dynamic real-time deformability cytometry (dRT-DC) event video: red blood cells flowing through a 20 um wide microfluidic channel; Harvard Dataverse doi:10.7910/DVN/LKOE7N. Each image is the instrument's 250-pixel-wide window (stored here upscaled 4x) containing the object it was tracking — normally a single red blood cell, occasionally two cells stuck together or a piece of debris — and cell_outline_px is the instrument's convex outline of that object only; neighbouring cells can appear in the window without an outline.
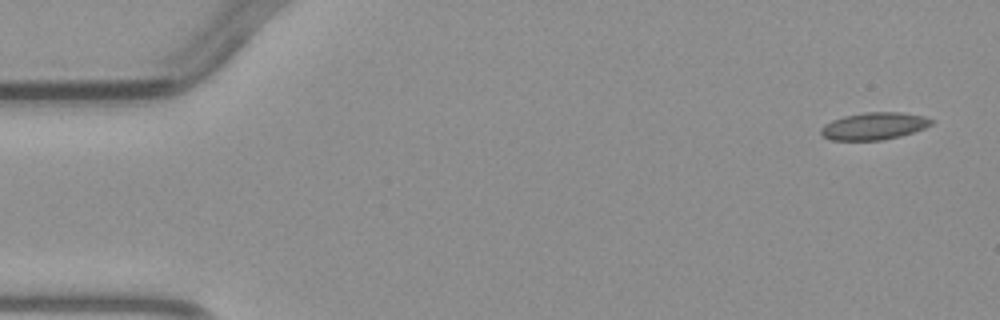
{"species": "common noctule bat (a hibernating species)", "species_latin": "Nyctalus noctula", "temperature_condition": "warm", "stored_images_in_passage": 5, "camera_frame_rate_fps": 3000, "um_per_image_px": 0.085, "animal": {"sex": "male", "body_mass_g": 23.1, "forearm_length_mm": 52.7}, "frame": {"image": 1, "passage_image": 1, "time_ms": 0.0, "image_size_px": [1000, 320], "cell_outline_px": [[936, 120], [932, 124], [924, 128], [900, 136], [880, 140], [832, 140], [820, 136], [820, 128], [824, 124], [832, 120], [844, 116], [864, 112], [900, 112], [924, 116]], "centroid_in_image_um": [74.27, 10.71], "position_along_channel_um": 10.7, "area_um2": 17.63}}
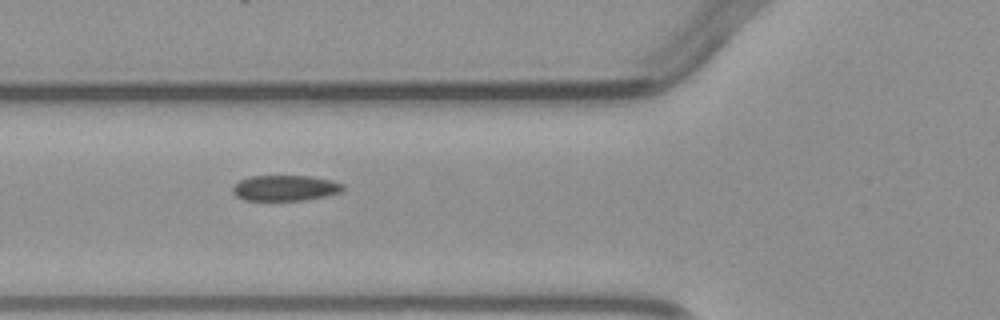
{"frame": {"image": 2, "passage_image": 4, "time_ms": 5.0, "image_size_px": [1000, 320], "cell_outline_px": [[344, 188], [340, 192], [324, 196], [304, 200], [244, 200], [236, 196], [232, 192], [232, 188], [240, 180], [248, 176], [308, 176], [332, 180], [344, 184]], "centroid_in_image_um": [24.22, 15.98], "position_along_channel_um": 101.6, "area_um2": 16.42}}
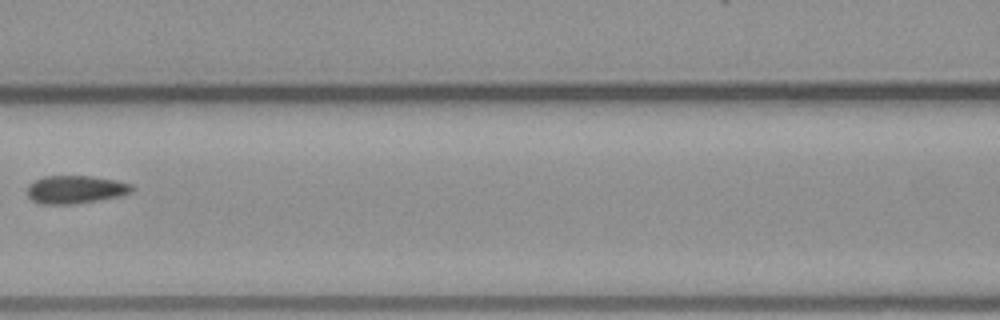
{"frame": {"image": 3, "passage_image": 5, "time_ms": 6.333, "image_size_px": [1000, 320], "cell_outline_px": [[136, 188], [132, 192], [100, 200], [72, 204], [44, 204], [32, 200], [28, 196], [28, 184], [44, 176], [92, 176], [116, 180], [132, 184]], "centroid_in_image_um": [6.44, 16.1], "position_along_channel_um": 160.2, "area_um2": 17.05}}